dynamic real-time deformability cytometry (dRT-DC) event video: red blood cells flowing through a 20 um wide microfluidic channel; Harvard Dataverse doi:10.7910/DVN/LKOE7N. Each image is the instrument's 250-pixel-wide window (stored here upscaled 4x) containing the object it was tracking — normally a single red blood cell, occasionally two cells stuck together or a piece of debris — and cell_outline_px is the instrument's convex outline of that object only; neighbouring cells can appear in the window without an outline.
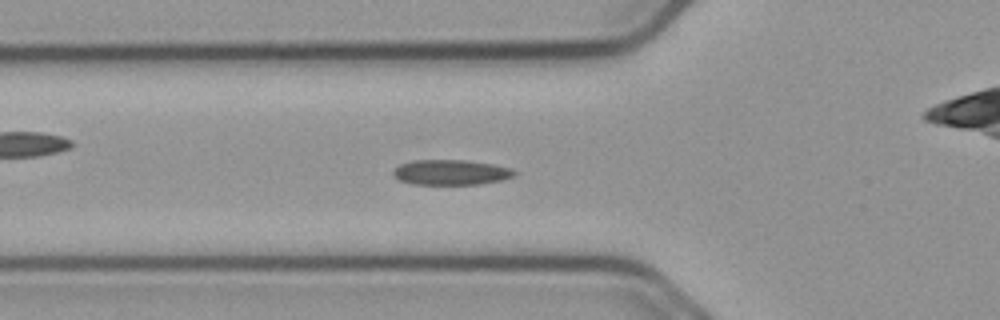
{"species": "common noctule bat (a hibernating species)", "species_latin": "Nyctalus noctula", "temperature_condition": "cold", "stored_images_in_passage": 51, "camera_frame_rate_fps": 3000, "um_per_image_px": 0.085, "animal": {"sex": "male", "body_mass_g": 23.1, "forearm_length_mm": 52.7}, "frame": {"image": 1, "passage_image": 14, "time_ms": 4.333, "image_size_px": [1000, 320], "cell_outline_px": [[516, 172], [512, 176], [504, 180], [480, 184], [412, 184], [400, 180], [392, 176], [392, 172], [400, 164], [412, 160], [468, 160], [492, 164], [512, 168]], "centroid_in_image_um": [38.32, 14.64], "position_along_channel_um": 87.5, "area_um2": 17.86}}
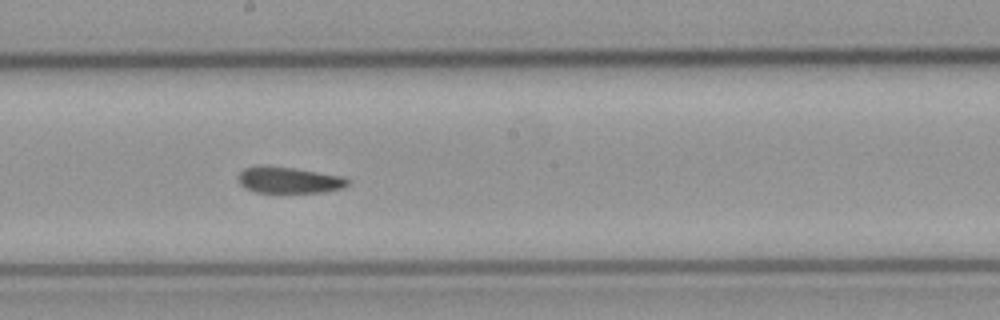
{"frame": {"image": 2, "passage_image": 25, "time_ms": 8.0, "image_size_px": [1000, 320], "cell_outline_px": [[352, 180], [344, 188], [324, 192], [256, 192], [244, 188], [240, 184], [236, 176], [244, 168], [292, 168], [344, 176]], "centroid_in_image_um": [24.63, 15.34], "position_along_channel_um": 223.6, "area_um2": 16.36}}
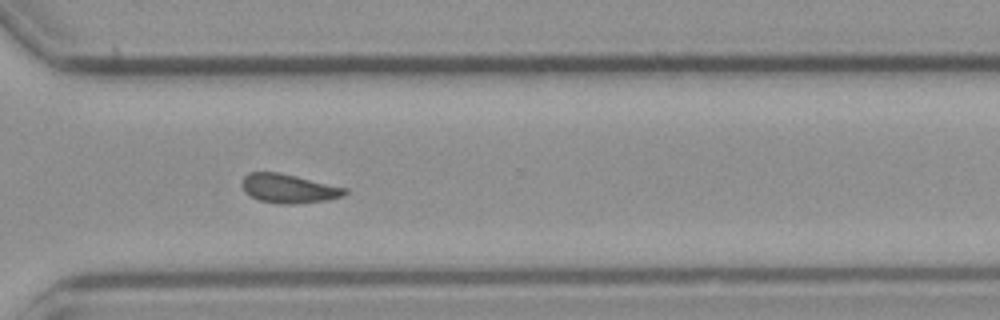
{"frame": {"image": 3, "passage_image": 35, "time_ms": 11.333, "image_size_px": [1000, 320], "cell_outline_px": [[348, 192], [344, 196], [328, 200], [296, 204], [280, 204], [260, 200], [244, 192], [240, 184], [240, 180], [248, 172], [276, 172], [296, 176], [348, 188]], "centroid_in_image_um": [24.53, 16.02], "position_along_channel_um": 346.1, "area_um2": 17.57}}